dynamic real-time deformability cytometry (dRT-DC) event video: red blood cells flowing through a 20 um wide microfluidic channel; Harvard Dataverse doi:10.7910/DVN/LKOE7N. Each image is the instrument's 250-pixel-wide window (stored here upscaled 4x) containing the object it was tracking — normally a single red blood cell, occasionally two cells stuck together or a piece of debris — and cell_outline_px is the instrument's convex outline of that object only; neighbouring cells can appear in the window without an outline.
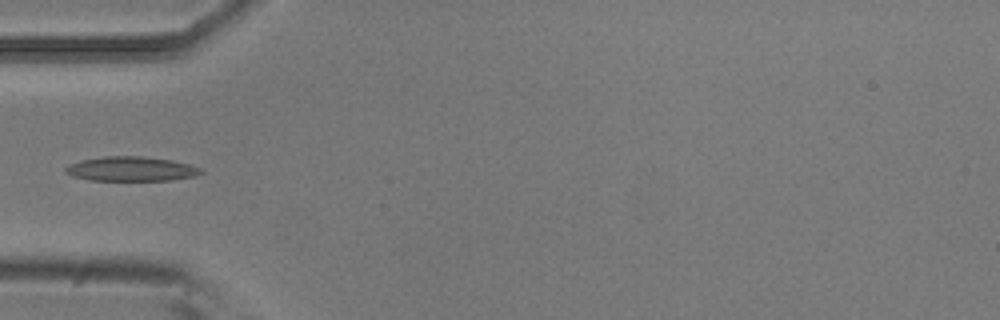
{"species": "common noctule bat (a hibernating species)", "species_latin": "Nyctalus noctula", "temperature_condition": "room temperature", "stored_images_in_passage": 4, "camera_frame_rate_fps": 3000, "um_per_image_px": 0.085, "animal": {"sex": "male", "body_mass_g": 20.5, "forearm_length_mm": 52.5}, "frame": {"image": 1, "passage_image": 4, "time_ms": 1.0, "image_size_px": [1000, 320], "cell_outline_px": [[204, 172], [196, 176], [168, 180], [88, 180], [72, 176], [64, 172], [64, 168], [68, 164], [80, 160], [104, 156], [140, 156], [172, 160], [188, 164], [200, 168]], "centroid_in_image_um": [11.1, 14.35], "position_along_channel_um": 73.9, "area_um2": 19.36}}